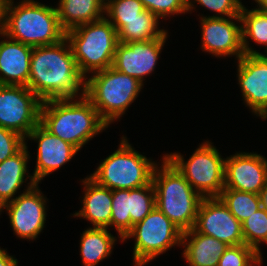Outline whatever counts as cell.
<instances>
[{
    "label": "cell",
    "instance_id": "ba28073f",
    "mask_svg": "<svg viewBox=\"0 0 267 266\" xmlns=\"http://www.w3.org/2000/svg\"><path fill=\"white\" fill-rule=\"evenodd\" d=\"M164 156L202 198L219 197L224 189L226 158L221 157L212 142L201 143L187 161L181 153H167Z\"/></svg>",
    "mask_w": 267,
    "mask_h": 266
},
{
    "label": "cell",
    "instance_id": "ac0fdd59",
    "mask_svg": "<svg viewBox=\"0 0 267 266\" xmlns=\"http://www.w3.org/2000/svg\"><path fill=\"white\" fill-rule=\"evenodd\" d=\"M0 36V85L27 86L33 47Z\"/></svg>",
    "mask_w": 267,
    "mask_h": 266
},
{
    "label": "cell",
    "instance_id": "ffe728a7",
    "mask_svg": "<svg viewBox=\"0 0 267 266\" xmlns=\"http://www.w3.org/2000/svg\"><path fill=\"white\" fill-rule=\"evenodd\" d=\"M183 258L189 266H217L228 245L212 236L198 233L194 228L183 232Z\"/></svg>",
    "mask_w": 267,
    "mask_h": 266
},
{
    "label": "cell",
    "instance_id": "484cf974",
    "mask_svg": "<svg viewBox=\"0 0 267 266\" xmlns=\"http://www.w3.org/2000/svg\"><path fill=\"white\" fill-rule=\"evenodd\" d=\"M219 198L241 223L261 208L260 196L251 192L223 189Z\"/></svg>",
    "mask_w": 267,
    "mask_h": 266
},
{
    "label": "cell",
    "instance_id": "8d00e7d4",
    "mask_svg": "<svg viewBox=\"0 0 267 266\" xmlns=\"http://www.w3.org/2000/svg\"><path fill=\"white\" fill-rule=\"evenodd\" d=\"M6 0H0V35L3 33L4 27V7Z\"/></svg>",
    "mask_w": 267,
    "mask_h": 266
},
{
    "label": "cell",
    "instance_id": "74e56055",
    "mask_svg": "<svg viewBox=\"0 0 267 266\" xmlns=\"http://www.w3.org/2000/svg\"><path fill=\"white\" fill-rule=\"evenodd\" d=\"M257 3V8L259 11L267 13V0H254Z\"/></svg>",
    "mask_w": 267,
    "mask_h": 266
},
{
    "label": "cell",
    "instance_id": "1f68e13d",
    "mask_svg": "<svg viewBox=\"0 0 267 266\" xmlns=\"http://www.w3.org/2000/svg\"><path fill=\"white\" fill-rule=\"evenodd\" d=\"M198 2V3H197ZM197 3L202 7H206L211 12H215V15H209L208 17H233L240 16L242 2L239 0H187V11L192 13L194 4ZM218 13V14H217Z\"/></svg>",
    "mask_w": 267,
    "mask_h": 266
},
{
    "label": "cell",
    "instance_id": "30bf717a",
    "mask_svg": "<svg viewBox=\"0 0 267 266\" xmlns=\"http://www.w3.org/2000/svg\"><path fill=\"white\" fill-rule=\"evenodd\" d=\"M41 104L27 86L0 85V126L26 139L39 124Z\"/></svg>",
    "mask_w": 267,
    "mask_h": 266
},
{
    "label": "cell",
    "instance_id": "5b68a950",
    "mask_svg": "<svg viewBox=\"0 0 267 266\" xmlns=\"http://www.w3.org/2000/svg\"><path fill=\"white\" fill-rule=\"evenodd\" d=\"M66 39L85 78L113 66L118 33L105 16L66 31Z\"/></svg>",
    "mask_w": 267,
    "mask_h": 266
},
{
    "label": "cell",
    "instance_id": "9c48e42d",
    "mask_svg": "<svg viewBox=\"0 0 267 266\" xmlns=\"http://www.w3.org/2000/svg\"><path fill=\"white\" fill-rule=\"evenodd\" d=\"M183 231L155 207L141 222L135 224L122 242L133 238L135 266L149 264L172 247L181 246Z\"/></svg>",
    "mask_w": 267,
    "mask_h": 266
},
{
    "label": "cell",
    "instance_id": "44dd1931",
    "mask_svg": "<svg viewBox=\"0 0 267 266\" xmlns=\"http://www.w3.org/2000/svg\"><path fill=\"white\" fill-rule=\"evenodd\" d=\"M27 146L25 142V146L18 153L0 163V203L3 205L15 199L13 197L28 178L30 181H35L27 169L31 158Z\"/></svg>",
    "mask_w": 267,
    "mask_h": 266
},
{
    "label": "cell",
    "instance_id": "7402d4cb",
    "mask_svg": "<svg viewBox=\"0 0 267 266\" xmlns=\"http://www.w3.org/2000/svg\"><path fill=\"white\" fill-rule=\"evenodd\" d=\"M56 7L61 27L68 31L105 16V0H59Z\"/></svg>",
    "mask_w": 267,
    "mask_h": 266
},
{
    "label": "cell",
    "instance_id": "277c9868",
    "mask_svg": "<svg viewBox=\"0 0 267 266\" xmlns=\"http://www.w3.org/2000/svg\"><path fill=\"white\" fill-rule=\"evenodd\" d=\"M152 175L156 207L183 232L194 228L202 197L183 174L163 156Z\"/></svg>",
    "mask_w": 267,
    "mask_h": 266
},
{
    "label": "cell",
    "instance_id": "8992f818",
    "mask_svg": "<svg viewBox=\"0 0 267 266\" xmlns=\"http://www.w3.org/2000/svg\"><path fill=\"white\" fill-rule=\"evenodd\" d=\"M86 78L85 97L108 125L119 120L136 100L144 84L113 67Z\"/></svg>",
    "mask_w": 267,
    "mask_h": 266
},
{
    "label": "cell",
    "instance_id": "d6986e66",
    "mask_svg": "<svg viewBox=\"0 0 267 266\" xmlns=\"http://www.w3.org/2000/svg\"><path fill=\"white\" fill-rule=\"evenodd\" d=\"M84 186V195L81 210L75 212L73 217L90 221L93 227H111L112 190L100 186L88 175L81 181Z\"/></svg>",
    "mask_w": 267,
    "mask_h": 266
},
{
    "label": "cell",
    "instance_id": "2e32d148",
    "mask_svg": "<svg viewBox=\"0 0 267 266\" xmlns=\"http://www.w3.org/2000/svg\"><path fill=\"white\" fill-rule=\"evenodd\" d=\"M267 182V159L256 152L226 157L224 189L258 194Z\"/></svg>",
    "mask_w": 267,
    "mask_h": 266
},
{
    "label": "cell",
    "instance_id": "8fae6325",
    "mask_svg": "<svg viewBox=\"0 0 267 266\" xmlns=\"http://www.w3.org/2000/svg\"><path fill=\"white\" fill-rule=\"evenodd\" d=\"M24 190L13 201L5 204L4 209L16 236L33 241L46 225L48 199L35 181L28 182Z\"/></svg>",
    "mask_w": 267,
    "mask_h": 266
},
{
    "label": "cell",
    "instance_id": "83f0119b",
    "mask_svg": "<svg viewBox=\"0 0 267 266\" xmlns=\"http://www.w3.org/2000/svg\"><path fill=\"white\" fill-rule=\"evenodd\" d=\"M244 243L261 254L260 244H267V211L262 207L242 222Z\"/></svg>",
    "mask_w": 267,
    "mask_h": 266
},
{
    "label": "cell",
    "instance_id": "f1b7e54d",
    "mask_svg": "<svg viewBox=\"0 0 267 266\" xmlns=\"http://www.w3.org/2000/svg\"><path fill=\"white\" fill-rule=\"evenodd\" d=\"M111 227L118 232L122 239L131 230V216L129 212V190H112Z\"/></svg>",
    "mask_w": 267,
    "mask_h": 266
},
{
    "label": "cell",
    "instance_id": "e0dca14e",
    "mask_svg": "<svg viewBox=\"0 0 267 266\" xmlns=\"http://www.w3.org/2000/svg\"><path fill=\"white\" fill-rule=\"evenodd\" d=\"M28 140L38 143L37 158L32 174L36 183L60 169L79 152L73 145L46 130L40 123L28 134Z\"/></svg>",
    "mask_w": 267,
    "mask_h": 266
},
{
    "label": "cell",
    "instance_id": "d6a6232c",
    "mask_svg": "<svg viewBox=\"0 0 267 266\" xmlns=\"http://www.w3.org/2000/svg\"><path fill=\"white\" fill-rule=\"evenodd\" d=\"M158 19L188 13L187 0H140ZM167 16V17H166Z\"/></svg>",
    "mask_w": 267,
    "mask_h": 266
},
{
    "label": "cell",
    "instance_id": "3957f363",
    "mask_svg": "<svg viewBox=\"0 0 267 266\" xmlns=\"http://www.w3.org/2000/svg\"><path fill=\"white\" fill-rule=\"evenodd\" d=\"M3 34L32 47L52 45L66 37L56 7L34 0H6Z\"/></svg>",
    "mask_w": 267,
    "mask_h": 266
},
{
    "label": "cell",
    "instance_id": "4fadbf2b",
    "mask_svg": "<svg viewBox=\"0 0 267 266\" xmlns=\"http://www.w3.org/2000/svg\"><path fill=\"white\" fill-rule=\"evenodd\" d=\"M194 229L212 236L228 246L244 243L242 223L229 211L219 197L202 198Z\"/></svg>",
    "mask_w": 267,
    "mask_h": 266
},
{
    "label": "cell",
    "instance_id": "cb8c5ba5",
    "mask_svg": "<svg viewBox=\"0 0 267 266\" xmlns=\"http://www.w3.org/2000/svg\"><path fill=\"white\" fill-rule=\"evenodd\" d=\"M117 242L108 228L89 227L81 234L80 254L84 266H97L108 258Z\"/></svg>",
    "mask_w": 267,
    "mask_h": 266
},
{
    "label": "cell",
    "instance_id": "d590c367",
    "mask_svg": "<svg viewBox=\"0 0 267 266\" xmlns=\"http://www.w3.org/2000/svg\"><path fill=\"white\" fill-rule=\"evenodd\" d=\"M260 201H261V207L267 211V182L265 186L262 188V190L259 193Z\"/></svg>",
    "mask_w": 267,
    "mask_h": 266
},
{
    "label": "cell",
    "instance_id": "e575fe53",
    "mask_svg": "<svg viewBox=\"0 0 267 266\" xmlns=\"http://www.w3.org/2000/svg\"><path fill=\"white\" fill-rule=\"evenodd\" d=\"M0 266H18V260L0 247Z\"/></svg>",
    "mask_w": 267,
    "mask_h": 266
},
{
    "label": "cell",
    "instance_id": "5bb4252c",
    "mask_svg": "<svg viewBox=\"0 0 267 266\" xmlns=\"http://www.w3.org/2000/svg\"><path fill=\"white\" fill-rule=\"evenodd\" d=\"M237 80L243 103L254 115L267 119V58L244 54L237 60Z\"/></svg>",
    "mask_w": 267,
    "mask_h": 266
},
{
    "label": "cell",
    "instance_id": "d4e9b609",
    "mask_svg": "<svg viewBox=\"0 0 267 266\" xmlns=\"http://www.w3.org/2000/svg\"><path fill=\"white\" fill-rule=\"evenodd\" d=\"M242 46L244 54H263L250 46V40L256 44L265 45L267 51V13L256 9L249 10L244 5L241 8ZM249 40V41H248Z\"/></svg>",
    "mask_w": 267,
    "mask_h": 266
},
{
    "label": "cell",
    "instance_id": "6da1fadb",
    "mask_svg": "<svg viewBox=\"0 0 267 266\" xmlns=\"http://www.w3.org/2000/svg\"><path fill=\"white\" fill-rule=\"evenodd\" d=\"M85 84L66 37L52 45L33 47L27 87L42 102L84 97Z\"/></svg>",
    "mask_w": 267,
    "mask_h": 266
},
{
    "label": "cell",
    "instance_id": "836d02e7",
    "mask_svg": "<svg viewBox=\"0 0 267 266\" xmlns=\"http://www.w3.org/2000/svg\"><path fill=\"white\" fill-rule=\"evenodd\" d=\"M25 142L20 134L0 126V163L18 153Z\"/></svg>",
    "mask_w": 267,
    "mask_h": 266
},
{
    "label": "cell",
    "instance_id": "7c38bea8",
    "mask_svg": "<svg viewBox=\"0 0 267 266\" xmlns=\"http://www.w3.org/2000/svg\"><path fill=\"white\" fill-rule=\"evenodd\" d=\"M199 18L202 51L219 58L235 56L237 60L244 55L240 16L207 17L202 14Z\"/></svg>",
    "mask_w": 267,
    "mask_h": 266
},
{
    "label": "cell",
    "instance_id": "f35d334b",
    "mask_svg": "<svg viewBox=\"0 0 267 266\" xmlns=\"http://www.w3.org/2000/svg\"><path fill=\"white\" fill-rule=\"evenodd\" d=\"M4 210V205L2 203H0V214L1 212Z\"/></svg>",
    "mask_w": 267,
    "mask_h": 266
},
{
    "label": "cell",
    "instance_id": "f546056e",
    "mask_svg": "<svg viewBox=\"0 0 267 266\" xmlns=\"http://www.w3.org/2000/svg\"><path fill=\"white\" fill-rule=\"evenodd\" d=\"M263 258L246 244L228 246L217 266H260Z\"/></svg>",
    "mask_w": 267,
    "mask_h": 266
},
{
    "label": "cell",
    "instance_id": "7a4b0ae2",
    "mask_svg": "<svg viewBox=\"0 0 267 266\" xmlns=\"http://www.w3.org/2000/svg\"><path fill=\"white\" fill-rule=\"evenodd\" d=\"M39 123L78 151L109 127L85 96L42 102Z\"/></svg>",
    "mask_w": 267,
    "mask_h": 266
},
{
    "label": "cell",
    "instance_id": "9a60e30c",
    "mask_svg": "<svg viewBox=\"0 0 267 266\" xmlns=\"http://www.w3.org/2000/svg\"><path fill=\"white\" fill-rule=\"evenodd\" d=\"M167 37L168 31L155 40L119 42L112 67L144 84V77L155 70Z\"/></svg>",
    "mask_w": 267,
    "mask_h": 266
},
{
    "label": "cell",
    "instance_id": "52a82bcc",
    "mask_svg": "<svg viewBox=\"0 0 267 266\" xmlns=\"http://www.w3.org/2000/svg\"><path fill=\"white\" fill-rule=\"evenodd\" d=\"M118 146L89 177L110 190H130L148 185L157 163L136 151L125 136L121 137Z\"/></svg>",
    "mask_w": 267,
    "mask_h": 266
},
{
    "label": "cell",
    "instance_id": "603a6c76",
    "mask_svg": "<svg viewBox=\"0 0 267 266\" xmlns=\"http://www.w3.org/2000/svg\"><path fill=\"white\" fill-rule=\"evenodd\" d=\"M118 33L119 42L155 40L167 30L160 29L159 21L152 12L144 10L133 20H108Z\"/></svg>",
    "mask_w": 267,
    "mask_h": 266
},
{
    "label": "cell",
    "instance_id": "4316f807",
    "mask_svg": "<svg viewBox=\"0 0 267 266\" xmlns=\"http://www.w3.org/2000/svg\"><path fill=\"white\" fill-rule=\"evenodd\" d=\"M156 207L152 181L143 187L129 190V212L132 227L141 222Z\"/></svg>",
    "mask_w": 267,
    "mask_h": 266
},
{
    "label": "cell",
    "instance_id": "4dcf8cb0",
    "mask_svg": "<svg viewBox=\"0 0 267 266\" xmlns=\"http://www.w3.org/2000/svg\"><path fill=\"white\" fill-rule=\"evenodd\" d=\"M144 10L140 0H105L107 20H133Z\"/></svg>",
    "mask_w": 267,
    "mask_h": 266
}]
</instances>
